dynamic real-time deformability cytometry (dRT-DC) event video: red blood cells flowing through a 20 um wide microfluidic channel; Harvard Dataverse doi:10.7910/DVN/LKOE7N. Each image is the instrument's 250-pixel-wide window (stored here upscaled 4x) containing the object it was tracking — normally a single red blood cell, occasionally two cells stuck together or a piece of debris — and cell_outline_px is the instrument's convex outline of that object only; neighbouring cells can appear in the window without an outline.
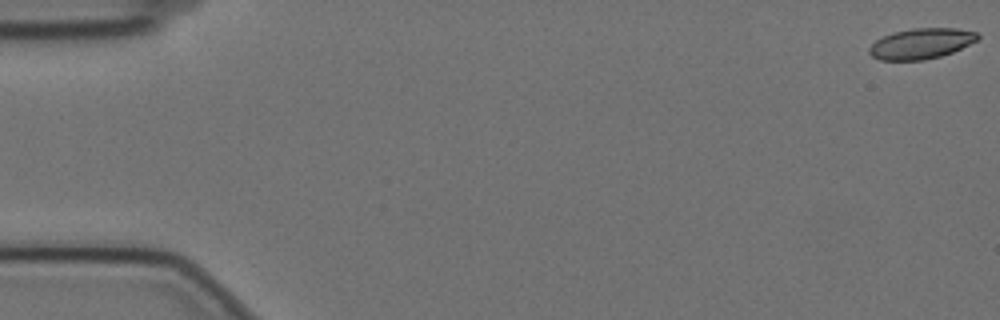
{"species": "Egyptian fruit bat (a non-hibernating species)", "species_latin": "Rousettus aegyptiacus", "temperature_condition": "cold", "stored_images_in_passage": 58, "camera_frame_rate_fps": 3000, "um_per_image_px": 0.085, "animal": {"sex": "female"}, "frame": {"image": 1, "passage_image": 1, "time_ms": 0.0, "image_size_px": [1000, 320], "cell_outline_px": [[980, 36], [976, 40], [952, 52], [940, 56], [924, 60], [880, 60], [872, 56], [868, 52], [868, 48], [876, 40], [892, 32], [912, 28], [956, 28], [976, 32]], "centroid_in_image_um": [78.26, 3.7], "position_along_channel_um": 6.7, "area_um2": 19.19}}
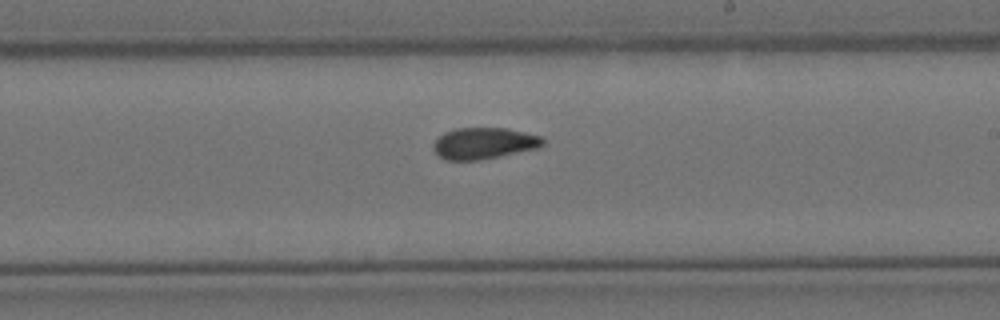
{"frame": {"image": 2, "passage_image": 34, "time_ms": 11.0, "image_size_px": [1000, 320], "cell_outline_px": [[544, 144], [536, 148], [480, 160], [444, 160], [432, 148], [432, 144], [444, 132], [456, 128], [508, 128], [540, 136], [544, 140]], "centroid_in_image_um": [41.1, 12.17], "position_along_channel_um": 247.9, "area_um2": 19.88}}
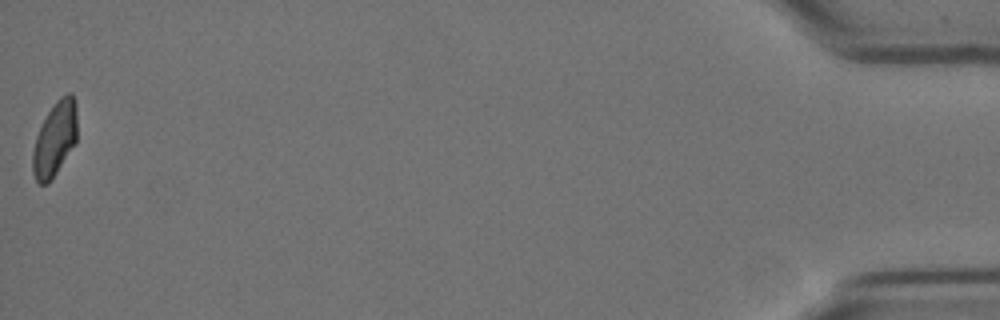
{"frame": {"image": 3, "passage_image": 58, "time_ms": 19.0, "image_size_px": [1000, 320], "cell_outline_px": [[76, 140], [56, 172], [48, 184], [40, 184], [36, 180], [32, 172], [32, 152], [36, 136], [48, 112], [56, 100], [60, 96], [68, 92], [72, 92], [76, 104]], "centroid_in_image_um": [4.64, 11.78], "position_along_channel_um": 430.6, "area_um2": 19.02}, "authors_computed_cell_mechanics": {"area_um2": 19.9699, "velocity_mm_per_s": 3.5125, "shape_relaxation_time_tau1_ms": null, "shape_relaxation_time_tau2_ms": 2.9826, "deformation_change_tau1": null, "deformation_change_tau2": 0.067}}